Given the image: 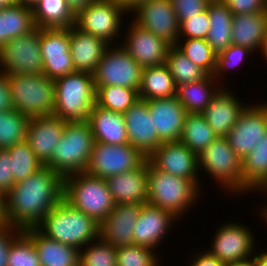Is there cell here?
<instances>
[{
    "label": "cell",
    "mask_w": 267,
    "mask_h": 266,
    "mask_svg": "<svg viewBox=\"0 0 267 266\" xmlns=\"http://www.w3.org/2000/svg\"><path fill=\"white\" fill-rule=\"evenodd\" d=\"M64 178L43 166L4 195V221L25 230L37 227L62 199Z\"/></svg>",
    "instance_id": "cell-1"
},
{
    "label": "cell",
    "mask_w": 267,
    "mask_h": 266,
    "mask_svg": "<svg viewBox=\"0 0 267 266\" xmlns=\"http://www.w3.org/2000/svg\"><path fill=\"white\" fill-rule=\"evenodd\" d=\"M12 105L29 118L53 115L54 80L45 74H8Z\"/></svg>",
    "instance_id": "cell-7"
},
{
    "label": "cell",
    "mask_w": 267,
    "mask_h": 266,
    "mask_svg": "<svg viewBox=\"0 0 267 266\" xmlns=\"http://www.w3.org/2000/svg\"><path fill=\"white\" fill-rule=\"evenodd\" d=\"M251 229L246 224L237 222L218 226L208 251L226 265L252 258L257 245Z\"/></svg>",
    "instance_id": "cell-13"
},
{
    "label": "cell",
    "mask_w": 267,
    "mask_h": 266,
    "mask_svg": "<svg viewBox=\"0 0 267 266\" xmlns=\"http://www.w3.org/2000/svg\"><path fill=\"white\" fill-rule=\"evenodd\" d=\"M11 155L7 149H0V192L5 195L14 185L11 171Z\"/></svg>",
    "instance_id": "cell-50"
},
{
    "label": "cell",
    "mask_w": 267,
    "mask_h": 266,
    "mask_svg": "<svg viewBox=\"0 0 267 266\" xmlns=\"http://www.w3.org/2000/svg\"><path fill=\"white\" fill-rule=\"evenodd\" d=\"M39 0H18L17 3L33 9V7L38 3Z\"/></svg>",
    "instance_id": "cell-57"
},
{
    "label": "cell",
    "mask_w": 267,
    "mask_h": 266,
    "mask_svg": "<svg viewBox=\"0 0 267 266\" xmlns=\"http://www.w3.org/2000/svg\"><path fill=\"white\" fill-rule=\"evenodd\" d=\"M43 71L52 80L75 72L70 52L69 28H40Z\"/></svg>",
    "instance_id": "cell-15"
},
{
    "label": "cell",
    "mask_w": 267,
    "mask_h": 266,
    "mask_svg": "<svg viewBox=\"0 0 267 266\" xmlns=\"http://www.w3.org/2000/svg\"><path fill=\"white\" fill-rule=\"evenodd\" d=\"M116 253L117 266H161L160 255L150 248L129 245L117 248Z\"/></svg>",
    "instance_id": "cell-44"
},
{
    "label": "cell",
    "mask_w": 267,
    "mask_h": 266,
    "mask_svg": "<svg viewBox=\"0 0 267 266\" xmlns=\"http://www.w3.org/2000/svg\"><path fill=\"white\" fill-rule=\"evenodd\" d=\"M158 170L191 180L202 189L198 168V155L179 141L163 142L148 158ZM200 181V182H199Z\"/></svg>",
    "instance_id": "cell-16"
},
{
    "label": "cell",
    "mask_w": 267,
    "mask_h": 266,
    "mask_svg": "<svg viewBox=\"0 0 267 266\" xmlns=\"http://www.w3.org/2000/svg\"><path fill=\"white\" fill-rule=\"evenodd\" d=\"M123 7L125 8L126 12L131 15L133 11L138 8L140 5L150 1V0H118Z\"/></svg>",
    "instance_id": "cell-54"
},
{
    "label": "cell",
    "mask_w": 267,
    "mask_h": 266,
    "mask_svg": "<svg viewBox=\"0 0 267 266\" xmlns=\"http://www.w3.org/2000/svg\"><path fill=\"white\" fill-rule=\"evenodd\" d=\"M267 180V133L242 160V194H251Z\"/></svg>",
    "instance_id": "cell-34"
},
{
    "label": "cell",
    "mask_w": 267,
    "mask_h": 266,
    "mask_svg": "<svg viewBox=\"0 0 267 266\" xmlns=\"http://www.w3.org/2000/svg\"><path fill=\"white\" fill-rule=\"evenodd\" d=\"M130 23L123 35L125 39L121 38V46L142 68L165 64L171 45L133 20Z\"/></svg>",
    "instance_id": "cell-18"
},
{
    "label": "cell",
    "mask_w": 267,
    "mask_h": 266,
    "mask_svg": "<svg viewBox=\"0 0 267 266\" xmlns=\"http://www.w3.org/2000/svg\"><path fill=\"white\" fill-rule=\"evenodd\" d=\"M95 0H66L68 7L72 13L76 16L80 11L86 9Z\"/></svg>",
    "instance_id": "cell-53"
},
{
    "label": "cell",
    "mask_w": 267,
    "mask_h": 266,
    "mask_svg": "<svg viewBox=\"0 0 267 266\" xmlns=\"http://www.w3.org/2000/svg\"><path fill=\"white\" fill-rule=\"evenodd\" d=\"M14 2L12 0H0V10L7 8L12 5Z\"/></svg>",
    "instance_id": "cell-61"
},
{
    "label": "cell",
    "mask_w": 267,
    "mask_h": 266,
    "mask_svg": "<svg viewBox=\"0 0 267 266\" xmlns=\"http://www.w3.org/2000/svg\"><path fill=\"white\" fill-rule=\"evenodd\" d=\"M95 142L111 145L128 144L124 115L94 105L87 119Z\"/></svg>",
    "instance_id": "cell-27"
},
{
    "label": "cell",
    "mask_w": 267,
    "mask_h": 266,
    "mask_svg": "<svg viewBox=\"0 0 267 266\" xmlns=\"http://www.w3.org/2000/svg\"><path fill=\"white\" fill-rule=\"evenodd\" d=\"M146 101L159 140L162 143L179 141L187 112L178 98L173 96Z\"/></svg>",
    "instance_id": "cell-22"
},
{
    "label": "cell",
    "mask_w": 267,
    "mask_h": 266,
    "mask_svg": "<svg viewBox=\"0 0 267 266\" xmlns=\"http://www.w3.org/2000/svg\"><path fill=\"white\" fill-rule=\"evenodd\" d=\"M179 219L171 212L149 205H141L140 214L133 228L134 245L158 251L172 225ZM156 248V249H155Z\"/></svg>",
    "instance_id": "cell-19"
},
{
    "label": "cell",
    "mask_w": 267,
    "mask_h": 266,
    "mask_svg": "<svg viewBox=\"0 0 267 266\" xmlns=\"http://www.w3.org/2000/svg\"><path fill=\"white\" fill-rule=\"evenodd\" d=\"M259 209V212L261 213H259L258 215H260V217L263 219V222H265L267 225V204L262 205Z\"/></svg>",
    "instance_id": "cell-58"
},
{
    "label": "cell",
    "mask_w": 267,
    "mask_h": 266,
    "mask_svg": "<svg viewBox=\"0 0 267 266\" xmlns=\"http://www.w3.org/2000/svg\"><path fill=\"white\" fill-rule=\"evenodd\" d=\"M29 120L15 109L0 111V149L26 141Z\"/></svg>",
    "instance_id": "cell-39"
},
{
    "label": "cell",
    "mask_w": 267,
    "mask_h": 266,
    "mask_svg": "<svg viewBox=\"0 0 267 266\" xmlns=\"http://www.w3.org/2000/svg\"><path fill=\"white\" fill-rule=\"evenodd\" d=\"M23 232L33 241L41 266H79L80 249L47 237L37 227Z\"/></svg>",
    "instance_id": "cell-28"
},
{
    "label": "cell",
    "mask_w": 267,
    "mask_h": 266,
    "mask_svg": "<svg viewBox=\"0 0 267 266\" xmlns=\"http://www.w3.org/2000/svg\"><path fill=\"white\" fill-rule=\"evenodd\" d=\"M95 139L88 121L66 122L63 135L44 166L63 178L86 172Z\"/></svg>",
    "instance_id": "cell-5"
},
{
    "label": "cell",
    "mask_w": 267,
    "mask_h": 266,
    "mask_svg": "<svg viewBox=\"0 0 267 266\" xmlns=\"http://www.w3.org/2000/svg\"><path fill=\"white\" fill-rule=\"evenodd\" d=\"M0 70L5 74H42L40 28L9 40L0 49Z\"/></svg>",
    "instance_id": "cell-12"
},
{
    "label": "cell",
    "mask_w": 267,
    "mask_h": 266,
    "mask_svg": "<svg viewBox=\"0 0 267 266\" xmlns=\"http://www.w3.org/2000/svg\"><path fill=\"white\" fill-rule=\"evenodd\" d=\"M23 230L10 226L5 221H0V266H7V258L11 242Z\"/></svg>",
    "instance_id": "cell-49"
},
{
    "label": "cell",
    "mask_w": 267,
    "mask_h": 266,
    "mask_svg": "<svg viewBox=\"0 0 267 266\" xmlns=\"http://www.w3.org/2000/svg\"><path fill=\"white\" fill-rule=\"evenodd\" d=\"M63 199L98 224L105 221L115 205L106 180L86 172L64 178Z\"/></svg>",
    "instance_id": "cell-6"
},
{
    "label": "cell",
    "mask_w": 267,
    "mask_h": 266,
    "mask_svg": "<svg viewBox=\"0 0 267 266\" xmlns=\"http://www.w3.org/2000/svg\"><path fill=\"white\" fill-rule=\"evenodd\" d=\"M267 133V102L248 103L240 113L236 124L226 135V139L243 160L263 139Z\"/></svg>",
    "instance_id": "cell-14"
},
{
    "label": "cell",
    "mask_w": 267,
    "mask_h": 266,
    "mask_svg": "<svg viewBox=\"0 0 267 266\" xmlns=\"http://www.w3.org/2000/svg\"><path fill=\"white\" fill-rule=\"evenodd\" d=\"M199 172L220 184L228 194L242 195V160L229 145L226 137H217L198 155Z\"/></svg>",
    "instance_id": "cell-8"
},
{
    "label": "cell",
    "mask_w": 267,
    "mask_h": 266,
    "mask_svg": "<svg viewBox=\"0 0 267 266\" xmlns=\"http://www.w3.org/2000/svg\"><path fill=\"white\" fill-rule=\"evenodd\" d=\"M176 93L177 86L165 64L143 68L138 90L139 99L170 98L176 96Z\"/></svg>",
    "instance_id": "cell-33"
},
{
    "label": "cell",
    "mask_w": 267,
    "mask_h": 266,
    "mask_svg": "<svg viewBox=\"0 0 267 266\" xmlns=\"http://www.w3.org/2000/svg\"><path fill=\"white\" fill-rule=\"evenodd\" d=\"M69 39L75 71L93 74L109 44L75 26L69 27Z\"/></svg>",
    "instance_id": "cell-26"
},
{
    "label": "cell",
    "mask_w": 267,
    "mask_h": 266,
    "mask_svg": "<svg viewBox=\"0 0 267 266\" xmlns=\"http://www.w3.org/2000/svg\"><path fill=\"white\" fill-rule=\"evenodd\" d=\"M6 149L12 158L11 171L15 184L28 178L44 166L27 141H22Z\"/></svg>",
    "instance_id": "cell-40"
},
{
    "label": "cell",
    "mask_w": 267,
    "mask_h": 266,
    "mask_svg": "<svg viewBox=\"0 0 267 266\" xmlns=\"http://www.w3.org/2000/svg\"><path fill=\"white\" fill-rule=\"evenodd\" d=\"M253 53L249 48L231 44L226 50L216 54V66L212 74L214 79L220 83L219 81L224 80L228 70L230 72V70L239 68L238 66L243 65L245 59Z\"/></svg>",
    "instance_id": "cell-45"
},
{
    "label": "cell",
    "mask_w": 267,
    "mask_h": 266,
    "mask_svg": "<svg viewBox=\"0 0 267 266\" xmlns=\"http://www.w3.org/2000/svg\"><path fill=\"white\" fill-rule=\"evenodd\" d=\"M116 250L98 238L80 250L79 266H117Z\"/></svg>",
    "instance_id": "cell-42"
},
{
    "label": "cell",
    "mask_w": 267,
    "mask_h": 266,
    "mask_svg": "<svg viewBox=\"0 0 267 266\" xmlns=\"http://www.w3.org/2000/svg\"><path fill=\"white\" fill-rule=\"evenodd\" d=\"M143 68L121 44L109 45L93 73L95 86H121L139 90Z\"/></svg>",
    "instance_id": "cell-10"
},
{
    "label": "cell",
    "mask_w": 267,
    "mask_h": 266,
    "mask_svg": "<svg viewBox=\"0 0 267 266\" xmlns=\"http://www.w3.org/2000/svg\"><path fill=\"white\" fill-rule=\"evenodd\" d=\"M218 83L213 75L204 79L177 87L176 97L187 113H202L218 90L226 84ZM222 84V85H221Z\"/></svg>",
    "instance_id": "cell-31"
},
{
    "label": "cell",
    "mask_w": 267,
    "mask_h": 266,
    "mask_svg": "<svg viewBox=\"0 0 267 266\" xmlns=\"http://www.w3.org/2000/svg\"><path fill=\"white\" fill-rule=\"evenodd\" d=\"M37 228L47 237L80 250L99 238V224L64 199L47 213Z\"/></svg>",
    "instance_id": "cell-2"
},
{
    "label": "cell",
    "mask_w": 267,
    "mask_h": 266,
    "mask_svg": "<svg viewBox=\"0 0 267 266\" xmlns=\"http://www.w3.org/2000/svg\"><path fill=\"white\" fill-rule=\"evenodd\" d=\"M175 47L208 75L214 73L216 53L206 39H178Z\"/></svg>",
    "instance_id": "cell-41"
},
{
    "label": "cell",
    "mask_w": 267,
    "mask_h": 266,
    "mask_svg": "<svg viewBox=\"0 0 267 266\" xmlns=\"http://www.w3.org/2000/svg\"><path fill=\"white\" fill-rule=\"evenodd\" d=\"M124 14L128 15L118 0H95L75 16L74 26L84 33L97 36L109 45H116L120 44L119 41L115 43V40L123 32Z\"/></svg>",
    "instance_id": "cell-9"
},
{
    "label": "cell",
    "mask_w": 267,
    "mask_h": 266,
    "mask_svg": "<svg viewBox=\"0 0 267 266\" xmlns=\"http://www.w3.org/2000/svg\"><path fill=\"white\" fill-rule=\"evenodd\" d=\"M179 23L207 9L211 0H170Z\"/></svg>",
    "instance_id": "cell-47"
},
{
    "label": "cell",
    "mask_w": 267,
    "mask_h": 266,
    "mask_svg": "<svg viewBox=\"0 0 267 266\" xmlns=\"http://www.w3.org/2000/svg\"><path fill=\"white\" fill-rule=\"evenodd\" d=\"M32 9L17 2L0 10V49L11 39L34 30Z\"/></svg>",
    "instance_id": "cell-32"
},
{
    "label": "cell",
    "mask_w": 267,
    "mask_h": 266,
    "mask_svg": "<svg viewBox=\"0 0 267 266\" xmlns=\"http://www.w3.org/2000/svg\"><path fill=\"white\" fill-rule=\"evenodd\" d=\"M123 115L129 144L149 158L162 142L154 130L147 101L139 99Z\"/></svg>",
    "instance_id": "cell-20"
},
{
    "label": "cell",
    "mask_w": 267,
    "mask_h": 266,
    "mask_svg": "<svg viewBox=\"0 0 267 266\" xmlns=\"http://www.w3.org/2000/svg\"><path fill=\"white\" fill-rule=\"evenodd\" d=\"M210 28L206 41L218 54L232 44L233 14L222 0H211L207 6Z\"/></svg>",
    "instance_id": "cell-30"
},
{
    "label": "cell",
    "mask_w": 267,
    "mask_h": 266,
    "mask_svg": "<svg viewBox=\"0 0 267 266\" xmlns=\"http://www.w3.org/2000/svg\"><path fill=\"white\" fill-rule=\"evenodd\" d=\"M96 105L124 114L139 100L138 91L121 86H95Z\"/></svg>",
    "instance_id": "cell-38"
},
{
    "label": "cell",
    "mask_w": 267,
    "mask_h": 266,
    "mask_svg": "<svg viewBox=\"0 0 267 266\" xmlns=\"http://www.w3.org/2000/svg\"><path fill=\"white\" fill-rule=\"evenodd\" d=\"M210 28L207 9L179 23L178 39H206Z\"/></svg>",
    "instance_id": "cell-46"
},
{
    "label": "cell",
    "mask_w": 267,
    "mask_h": 266,
    "mask_svg": "<svg viewBox=\"0 0 267 266\" xmlns=\"http://www.w3.org/2000/svg\"><path fill=\"white\" fill-rule=\"evenodd\" d=\"M222 86L214 95L211 102L202 112L206 122L214 130L217 137H226L239 119L240 113L248 105L240 102L235 92Z\"/></svg>",
    "instance_id": "cell-23"
},
{
    "label": "cell",
    "mask_w": 267,
    "mask_h": 266,
    "mask_svg": "<svg viewBox=\"0 0 267 266\" xmlns=\"http://www.w3.org/2000/svg\"><path fill=\"white\" fill-rule=\"evenodd\" d=\"M253 261L255 266H267V250H263V252L258 251L254 253Z\"/></svg>",
    "instance_id": "cell-55"
},
{
    "label": "cell",
    "mask_w": 267,
    "mask_h": 266,
    "mask_svg": "<svg viewBox=\"0 0 267 266\" xmlns=\"http://www.w3.org/2000/svg\"><path fill=\"white\" fill-rule=\"evenodd\" d=\"M4 195L0 192V221H4Z\"/></svg>",
    "instance_id": "cell-59"
},
{
    "label": "cell",
    "mask_w": 267,
    "mask_h": 266,
    "mask_svg": "<svg viewBox=\"0 0 267 266\" xmlns=\"http://www.w3.org/2000/svg\"><path fill=\"white\" fill-rule=\"evenodd\" d=\"M7 266H41L33 241L23 231L11 242Z\"/></svg>",
    "instance_id": "cell-43"
},
{
    "label": "cell",
    "mask_w": 267,
    "mask_h": 266,
    "mask_svg": "<svg viewBox=\"0 0 267 266\" xmlns=\"http://www.w3.org/2000/svg\"><path fill=\"white\" fill-rule=\"evenodd\" d=\"M233 15L260 13L267 10V0H222Z\"/></svg>",
    "instance_id": "cell-48"
},
{
    "label": "cell",
    "mask_w": 267,
    "mask_h": 266,
    "mask_svg": "<svg viewBox=\"0 0 267 266\" xmlns=\"http://www.w3.org/2000/svg\"><path fill=\"white\" fill-rule=\"evenodd\" d=\"M65 125L66 121L55 115L30 118L26 141L43 165L51 158Z\"/></svg>",
    "instance_id": "cell-24"
},
{
    "label": "cell",
    "mask_w": 267,
    "mask_h": 266,
    "mask_svg": "<svg viewBox=\"0 0 267 266\" xmlns=\"http://www.w3.org/2000/svg\"><path fill=\"white\" fill-rule=\"evenodd\" d=\"M259 54H261V56H263L261 58H263V60H265L267 62V36L264 40V45L262 47V51Z\"/></svg>",
    "instance_id": "cell-60"
},
{
    "label": "cell",
    "mask_w": 267,
    "mask_h": 266,
    "mask_svg": "<svg viewBox=\"0 0 267 266\" xmlns=\"http://www.w3.org/2000/svg\"><path fill=\"white\" fill-rule=\"evenodd\" d=\"M11 90L8 76L0 70V111L12 110Z\"/></svg>",
    "instance_id": "cell-51"
},
{
    "label": "cell",
    "mask_w": 267,
    "mask_h": 266,
    "mask_svg": "<svg viewBox=\"0 0 267 266\" xmlns=\"http://www.w3.org/2000/svg\"><path fill=\"white\" fill-rule=\"evenodd\" d=\"M115 204L148 203L147 160L137 169L106 179Z\"/></svg>",
    "instance_id": "cell-25"
},
{
    "label": "cell",
    "mask_w": 267,
    "mask_h": 266,
    "mask_svg": "<svg viewBox=\"0 0 267 266\" xmlns=\"http://www.w3.org/2000/svg\"><path fill=\"white\" fill-rule=\"evenodd\" d=\"M192 256L190 257L191 263L189 261V266H226L225 263L212 255L208 250H204L199 253L197 252Z\"/></svg>",
    "instance_id": "cell-52"
},
{
    "label": "cell",
    "mask_w": 267,
    "mask_h": 266,
    "mask_svg": "<svg viewBox=\"0 0 267 266\" xmlns=\"http://www.w3.org/2000/svg\"><path fill=\"white\" fill-rule=\"evenodd\" d=\"M165 65L168 67L177 87L202 80L208 75L175 46L169 48Z\"/></svg>",
    "instance_id": "cell-37"
},
{
    "label": "cell",
    "mask_w": 267,
    "mask_h": 266,
    "mask_svg": "<svg viewBox=\"0 0 267 266\" xmlns=\"http://www.w3.org/2000/svg\"><path fill=\"white\" fill-rule=\"evenodd\" d=\"M258 192L260 191L261 193L263 192H267V180L265 181V183L257 190ZM266 195H267V193H266ZM266 204H267V202H266Z\"/></svg>",
    "instance_id": "cell-62"
},
{
    "label": "cell",
    "mask_w": 267,
    "mask_h": 266,
    "mask_svg": "<svg viewBox=\"0 0 267 266\" xmlns=\"http://www.w3.org/2000/svg\"><path fill=\"white\" fill-rule=\"evenodd\" d=\"M132 13L133 21L157 37L175 46L179 35V21L170 0H150Z\"/></svg>",
    "instance_id": "cell-17"
},
{
    "label": "cell",
    "mask_w": 267,
    "mask_h": 266,
    "mask_svg": "<svg viewBox=\"0 0 267 266\" xmlns=\"http://www.w3.org/2000/svg\"><path fill=\"white\" fill-rule=\"evenodd\" d=\"M32 14L37 28H69L75 23L66 0H39Z\"/></svg>",
    "instance_id": "cell-35"
},
{
    "label": "cell",
    "mask_w": 267,
    "mask_h": 266,
    "mask_svg": "<svg viewBox=\"0 0 267 266\" xmlns=\"http://www.w3.org/2000/svg\"><path fill=\"white\" fill-rule=\"evenodd\" d=\"M226 266H255V265H254V261H253V257H252V258L247 259V260L227 264Z\"/></svg>",
    "instance_id": "cell-56"
},
{
    "label": "cell",
    "mask_w": 267,
    "mask_h": 266,
    "mask_svg": "<svg viewBox=\"0 0 267 266\" xmlns=\"http://www.w3.org/2000/svg\"><path fill=\"white\" fill-rule=\"evenodd\" d=\"M217 135L206 122L202 113H187L180 141L199 155Z\"/></svg>",
    "instance_id": "cell-36"
},
{
    "label": "cell",
    "mask_w": 267,
    "mask_h": 266,
    "mask_svg": "<svg viewBox=\"0 0 267 266\" xmlns=\"http://www.w3.org/2000/svg\"><path fill=\"white\" fill-rule=\"evenodd\" d=\"M148 158L132 145H111L95 142L86 173L108 179L139 168Z\"/></svg>",
    "instance_id": "cell-11"
},
{
    "label": "cell",
    "mask_w": 267,
    "mask_h": 266,
    "mask_svg": "<svg viewBox=\"0 0 267 266\" xmlns=\"http://www.w3.org/2000/svg\"><path fill=\"white\" fill-rule=\"evenodd\" d=\"M266 36L267 10L260 13L233 15L232 44L258 53L262 51Z\"/></svg>",
    "instance_id": "cell-29"
},
{
    "label": "cell",
    "mask_w": 267,
    "mask_h": 266,
    "mask_svg": "<svg viewBox=\"0 0 267 266\" xmlns=\"http://www.w3.org/2000/svg\"><path fill=\"white\" fill-rule=\"evenodd\" d=\"M53 115L66 122L86 121L96 103L93 74L75 71L54 81Z\"/></svg>",
    "instance_id": "cell-4"
},
{
    "label": "cell",
    "mask_w": 267,
    "mask_h": 266,
    "mask_svg": "<svg viewBox=\"0 0 267 266\" xmlns=\"http://www.w3.org/2000/svg\"><path fill=\"white\" fill-rule=\"evenodd\" d=\"M141 204H115L105 221L99 224V238L115 248L134 245L133 228L140 214Z\"/></svg>",
    "instance_id": "cell-21"
},
{
    "label": "cell",
    "mask_w": 267,
    "mask_h": 266,
    "mask_svg": "<svg viewBox=\"0 0 267 266\" xmlns=\"http://www.w3.org/2000/svg\"><path fill=\"white\" fill-rule=\"evenodd\" d=\"M147 172L148 204L171 212L179 221L202 196L191 180L158 170L148 159Z\"/></svg>",
    "instance_id": "cell-3"
}]
</instances>
